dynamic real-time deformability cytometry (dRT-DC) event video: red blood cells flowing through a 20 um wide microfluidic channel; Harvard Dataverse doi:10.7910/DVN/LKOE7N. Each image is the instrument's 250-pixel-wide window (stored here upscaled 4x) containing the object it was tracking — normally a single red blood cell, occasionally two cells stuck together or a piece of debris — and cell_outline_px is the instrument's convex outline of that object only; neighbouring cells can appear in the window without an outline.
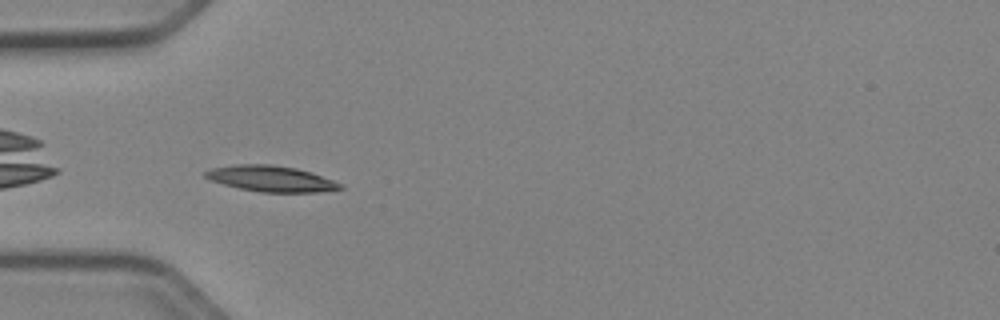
{"species": "Egyptian fruit bat (a non-hibernating species)", "species_latin": "Rousettus aegyptiacus", "temperature_condition": "cold", "stored_images_in_passage": 37, "camera_frame_rate_fps": 3000, "um_per_image_px": 0.085, "animal": {"sex": "female"}, "frame": {"image": 1, "passage_image": 2, "time_ms": 0.333, "image_size_px": [1000, 320], "cell_outline_px": [[344, 188], [316, 192], [260, 192], [240, 188], [208, 180], [204, 176], [204, 172], [212, 168], [236, 164], [272, 164], [296, 168], [312, 172], [344, 184]], "centroid_in_image_um": [23.05, 15.18], "position_along_channel_um": 62.0, "area_um2": 20.4}}
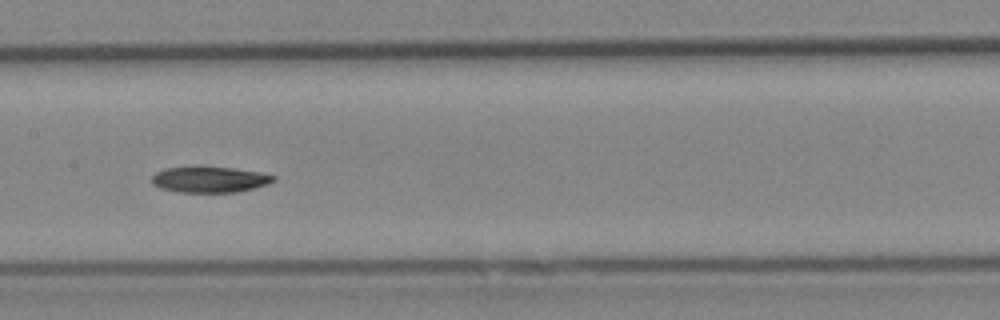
{"frame": {"image": 2, "passage_image": 12, "time_ms": 3.667, "image_size_px": [1000, 320], "cell_outline_px": [[276, 180], [268, 184], [256, 188], [240, 192], [176, 192], [160, 188], [152, 184], [152, 176], [156, 172], [164, 168], [232, 168], [260, 172], [276, 176]], "centroid_in_image_um": [17.85, 15.28], "position_along_channel_um": 189.5, "area_um2": 18.21}}
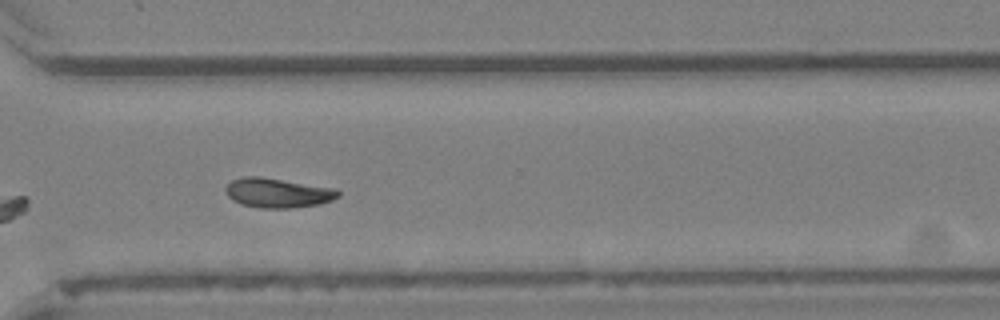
{"frame": {"image": 3, "passage_image": 24, "time_ms": 7.667, "image_size_px": [1000, 320], "cell_outline_px": [[340, 196], [332, 200], [320, 204], [288, 208], [260, 208], [240, 204], [232, 200], [228, 196], [224, 188], [232, 180], [244, 176], [260, 176], [336, 188], [340, 192]], "centroid_in_image_um": [23.61, 16.39], "position_along_channel_um": 347.0, "area_um2": 19.54}, "authors_computed_cell_mechanics": {"area_um2": 18.8428, "velocity_mm_per_s": 3.9223, "shape_relaxation_time_tau1_ms": 9.2725, "shape_relaxation_time_tau2_ms": null, "deformation_change_tau1": 0.1442, "deformation_change_tau2": null}}